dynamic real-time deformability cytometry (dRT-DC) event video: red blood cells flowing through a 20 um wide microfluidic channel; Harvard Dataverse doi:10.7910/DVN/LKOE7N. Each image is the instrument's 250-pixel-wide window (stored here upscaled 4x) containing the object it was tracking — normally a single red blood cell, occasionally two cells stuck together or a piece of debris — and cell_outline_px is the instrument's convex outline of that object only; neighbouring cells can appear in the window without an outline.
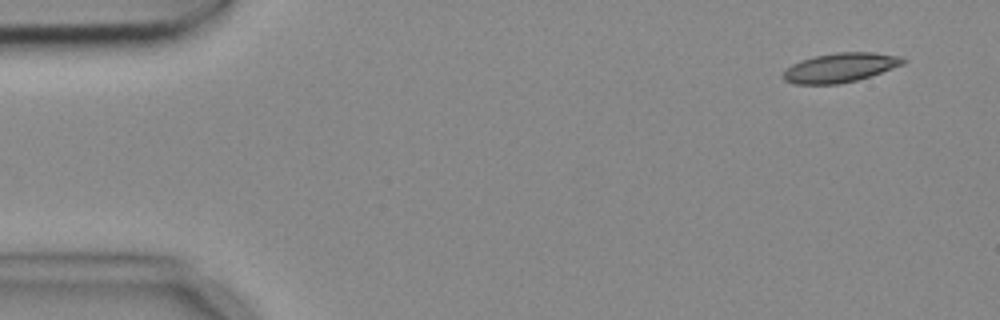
{"species": "common noctule bat (a hibernating species)", "species_latin": "Nyctalus noctula", "temperature_condition": "cold", "stored_images_in_passage": 3, "camera_frame_rate_fps": 3000, "um_per_image_px": 0.085, "animal": {"sex": "female", "body_mass_g": 18.4}, "frame": {"image": 1, "passage_image": 1, "time_ms": 0.0, "image_size_px": [1000, 320], "cell_outline_px": [[908, 60], [904, 64], [856, 80], [836, 84], [796, 84], [784, 80], [780, 76], [792, 64], [800, 60], [816, 56], [836, 52], [872, 52], [900, 56]], "centroid_in_image_um": [71.4, 5.74], "position_along_channel_um": 13.6, "area_um2": 20.29}}